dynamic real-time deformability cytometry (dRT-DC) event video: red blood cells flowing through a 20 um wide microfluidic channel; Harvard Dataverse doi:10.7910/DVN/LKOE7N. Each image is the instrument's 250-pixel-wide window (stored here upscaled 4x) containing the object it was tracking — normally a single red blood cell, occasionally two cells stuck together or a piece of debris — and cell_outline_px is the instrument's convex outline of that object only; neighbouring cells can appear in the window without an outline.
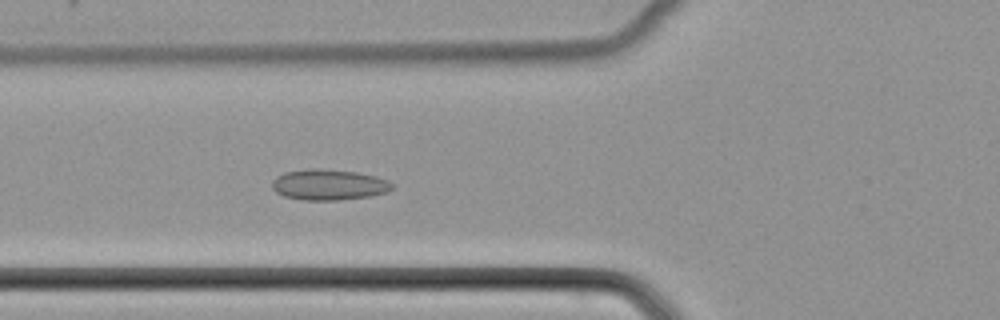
{"species": "common noctule bat (a hibernating species)", "species_latin": "Nyctalus noctula", "temperature_condition": "cold", "stored_images_in_passage": 53, "camera_frame_rate_fps": 3000, "um_per_image_px": 0.085, "animal": {"sex": "female", "body_mass_g": 22.7, "forearm_length_mm": 54.2}, "frame": {"image": 1, "passage_image": 21, "time_ms": 6.667, "image_size_px": [1000, 320], "cell_outline_px": [[392, 188], [388, 192], [368, 196], [336, 200], [304, 200], [284, 196], [276, 192], [272, 188], [272, 180], [276, 176], [284, 172], [308, 168], [320, 168], [356, 172], [376, 176], [388, 180], [392, 184]], "centroid_in_image_um": [27.91, 15.69], "position_along_channel_um": 97.9, "area_um2": 21.56}}
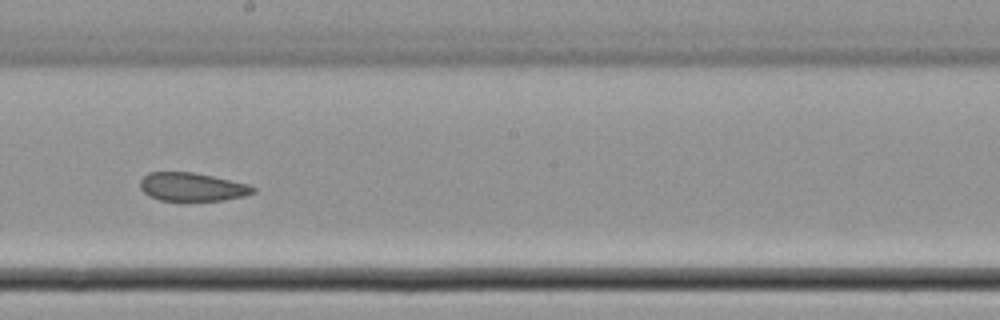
{"frame": {"image": 2, "passage_image": 31, "time_ms": 10.0, "image_size_px": [1000, 320], "cell_outline_px": [[256, 192], [244, 196], [224, 200], [184, 204], [180, 204], [160, 200], [148, 196], [140, 188], [140, 180], [148, 172], [192, 172], [212, 176], [248, 184], [256, 188]], "centroid_in_image_um": [16.31, 15.95], "position_along_channel_um": 231.9, "area_um2": 19.59}}
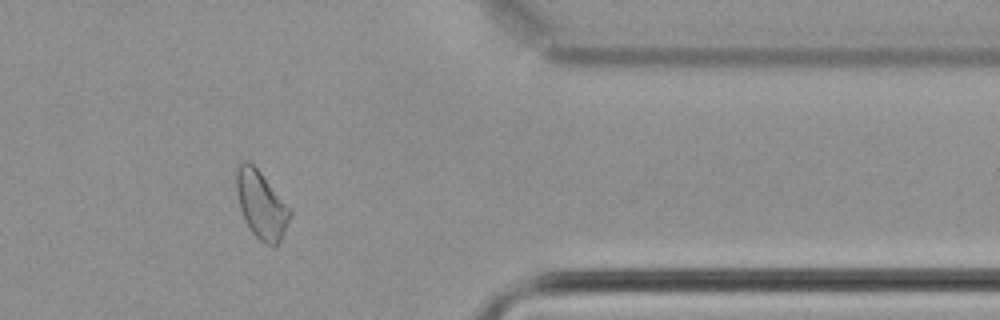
{"frame": {"image": 3, "passage_image": 44, "time_ms": 14.333, "image_size_px": [1000, 320], "cell_outline_px": [[292, 212], [284, 232], [276, 248], [272, 248], [264, 244], [252, 232], [244, 220], [240, 208], [236, 192], [236, 168], [244, 160], [248, 160], [260, 172], [292, 208]], "centroid_in_image_um": [22.22, 17.43], "position_along_channel_um": 389.2, "area_um2": 21.33}}